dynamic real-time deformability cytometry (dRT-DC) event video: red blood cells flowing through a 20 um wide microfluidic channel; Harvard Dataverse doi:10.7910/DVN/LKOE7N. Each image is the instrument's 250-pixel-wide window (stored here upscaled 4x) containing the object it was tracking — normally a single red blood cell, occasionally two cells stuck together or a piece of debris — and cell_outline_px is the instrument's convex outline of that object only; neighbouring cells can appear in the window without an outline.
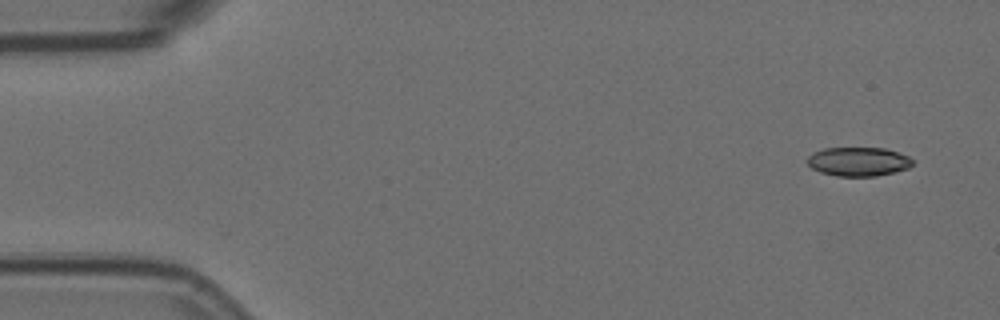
{"species": "Egyptian fruit bat (a non-hibernating species)", "species_latin": "Rousettus aegyptiacus", "temperature_condition": "room temperature", "stored_images_in_passage": 5, "camera_frame_rate_fps": 3000, "um_per_image_px": 0.085, "animal": {"sex": "female"}, "frame": {"image": 1, "passage_image": 1, "time_ms": 0.0, "image_size_px": [1000, 320], "cell_outline_px": [[912, 164], [908, 168], [896, 172], [876, 176], [836, 176], [820, 172], [812, 168], [808, 164], [808, 156], [812, 152], [824, 148], [884, 148], [908, 156], [912, 160]], "centroid_in_image_um": [72.94, 13.74], "position_along_channel_um": 12.1, "area_um2": 17.74}}
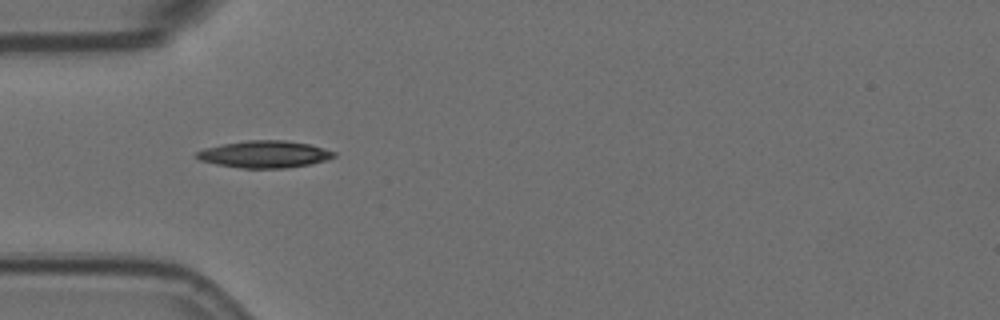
{"frame": {"image": 2, "passage_image": 4, "time_ms": 1.0, "image_size_px": [1000, 320], "cell_outline_px": [[336, 156], [324, 160], [308, 164], [288, 168], [244, 168], [216, 164], [200, 160], [196, 156], [196, 152], [204, 148], [224, 144], [248, 140], [284, 140], [312, 144], [336, 152]], "centroid_in_image_um": [22.51, 13.1], "position_along_channel_um": 62.5, "area_um2": 21.5}}
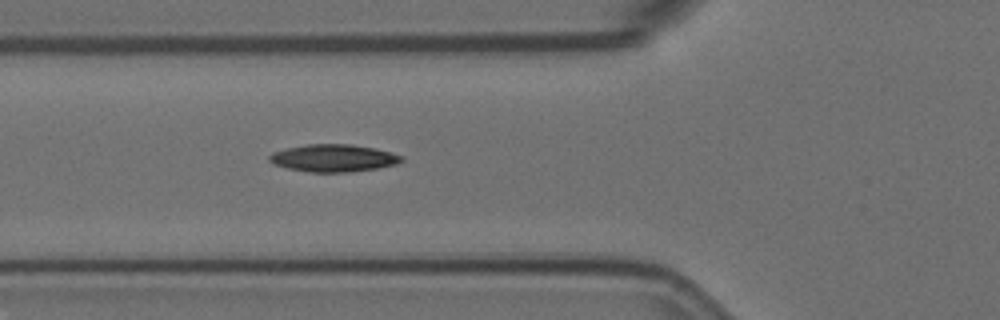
{"frame": {"image": 3, "passage_image": 5, "time_ms": 1.333, "image_size_px": [1000, 320], "cell_outline_px": [[404, 160], [396, 164], [380, 168], [348, 172], [312, 172], [288, 168], [276, 164], [268, 160], [268, 156], [272, 152], [288, 148], [308, 144], [352, 144], [372, 148], [404, 156]], "centroid_in_image_um": [28.36, 13.44], "position_along_channel_um": 97.4, "area_um2": 20.92}}